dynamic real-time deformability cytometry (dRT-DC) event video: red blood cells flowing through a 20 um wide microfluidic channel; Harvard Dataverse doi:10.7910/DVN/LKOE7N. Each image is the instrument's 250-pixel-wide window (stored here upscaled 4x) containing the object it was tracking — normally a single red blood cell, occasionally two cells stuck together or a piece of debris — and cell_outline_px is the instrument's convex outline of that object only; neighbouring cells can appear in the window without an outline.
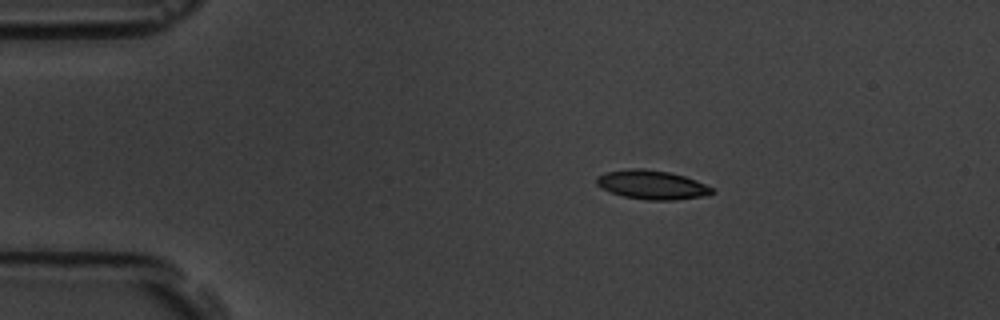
{"species": "common noctule bat (a hibernating species)", "species_latin": "Nyctalus noctula", "temperature_condition": "room temperature", "stored_images_in_passage": 6, "camera_frame_rate_fps": 3000, "um_per_image_px": 0.085, "animal": {"sex": "male", "body_mass_g": 19.5, "forearm_length_mm": 54.6}, "frame": {"image": 1, "passage_image": 2, "time_ms": 1.667, "image_size_px": [1000, 320], "cell_outline_px": [[716, 192], [700, 196], [676, 200], [648, 200], [624, 196], [600, 188], [596, 184], [596, 176], [604, 172], [632, 168], [644, 168], [668, 172], [684, 176], [696, 180], [712, 188]], "centroid_in_image_um": [55.37, 15.7], "position_along_channel_um": 29.6, "area_um2": 19.42}}
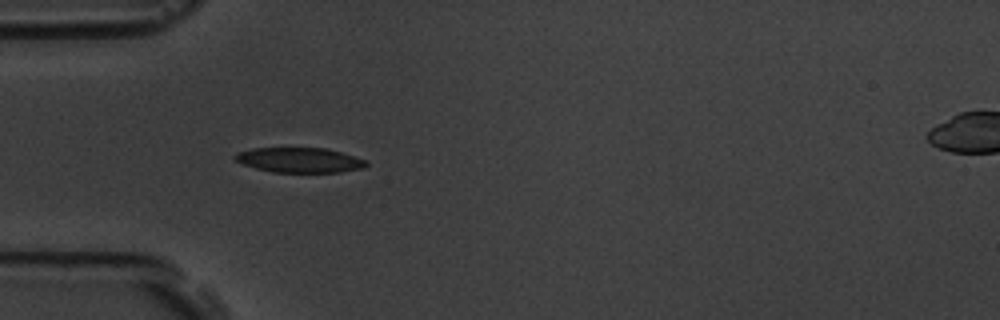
{"frame": {"image": 2, "passage_image": 4, "time_ms": 4.0, "image_size_px": [1000, 320], "cell_outline_px": [[368, 164], [364, 168], [340, 172], [272, 172], [256, 168], [244, 164], [236, 160], [232, 156], [236, 152], [252, 148], [324, 148], [340, 152], [364, 160]], "centroid_in_image_um": [25.42, 13.6], "position_along_channel_um": 59.6, "area_um2": 18.9}}
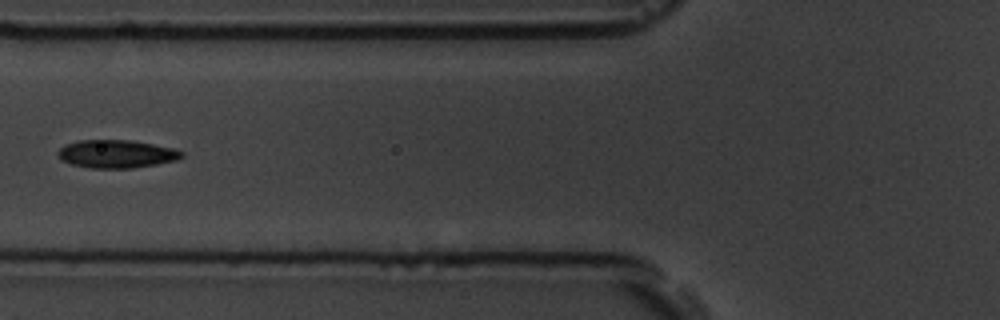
{"frame": {"image": 3, "passage_image": 5, "time_ms": 5.667, "image_size_px": [1000, 320], "cell_outline_px": [[184, 156], [176, 160], [156, 164], [132, 168], [92, 168], [72, 164], [60, 160], [56, 152], [64, 144], [80, 140], [128, 140], [152, 144], [172, 148], [184, 152]], "centroid_in_image_um": [9.86, 13.08], "position_along_channel_um": 115.9, "area_um2": 20.17}}